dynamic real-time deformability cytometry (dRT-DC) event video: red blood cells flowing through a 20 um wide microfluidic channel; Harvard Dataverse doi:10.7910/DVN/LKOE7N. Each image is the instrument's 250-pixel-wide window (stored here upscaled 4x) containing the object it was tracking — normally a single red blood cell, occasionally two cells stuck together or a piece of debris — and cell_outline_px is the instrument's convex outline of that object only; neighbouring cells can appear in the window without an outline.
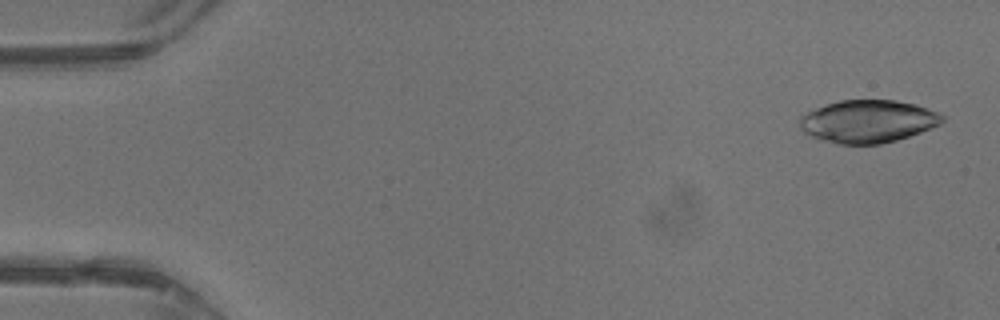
{"species": "common noctule bat (a hibernating species)", "species_latin": "Nyctalus noctula", "temperature_condition": "warm", "stored_images_in_passage": 13, "camera_frame_rate_fps": 3000, "um_per_image_px": 0.085, "animal": {"sex": "male", "body_mass_g": 13.3}, "frame": {"image": 1, "passage_image": 2, "time_ms": 0.333, "image_size_px": [1000, 320], "cell_outline_px": [[944, 120], [940, 124], [920, 132], [896, 140], [880, 144], [836, 144], [812, 136], [804, 132], [800, 128], [800, 116], [816, 108], [840, 100], [896, 100], [916, 104], [928, 108], [944, 116]], "centroid_in_image_um": [73.78, 10.31], "position_along_channel_um": 11.2, "area_um2": 35.26}}
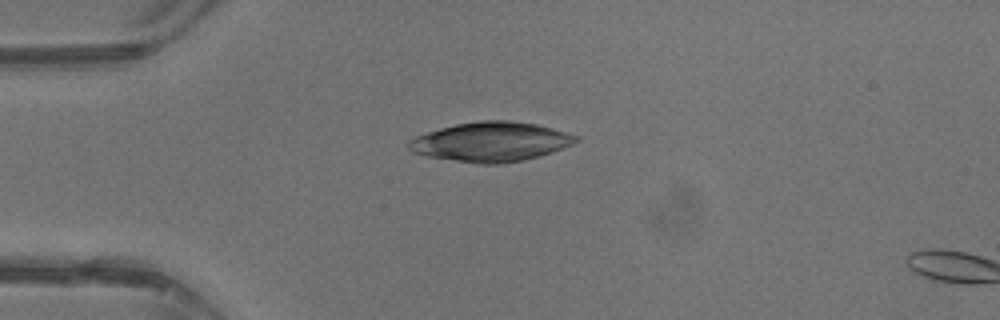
{"frame": {"image": 2, "passage_image": 11, "time_ms": 3.333, "image_size_px": [1000, 320], "cell_outline_px": [[580, 140], [572, 144], [524, 160], [500, 164], [480, 164], [428, 156], [412, 152], [408, 148], [408, 140], [416, 136], [440, 128], [456, 124], [480, 120], [508, 120], [536, 124], [552, 128], [580, 136]], "centroid_in_image_um": [41.71, 12.04], "position_along_channel_um": 43.3, "area_um2": 38.15}}